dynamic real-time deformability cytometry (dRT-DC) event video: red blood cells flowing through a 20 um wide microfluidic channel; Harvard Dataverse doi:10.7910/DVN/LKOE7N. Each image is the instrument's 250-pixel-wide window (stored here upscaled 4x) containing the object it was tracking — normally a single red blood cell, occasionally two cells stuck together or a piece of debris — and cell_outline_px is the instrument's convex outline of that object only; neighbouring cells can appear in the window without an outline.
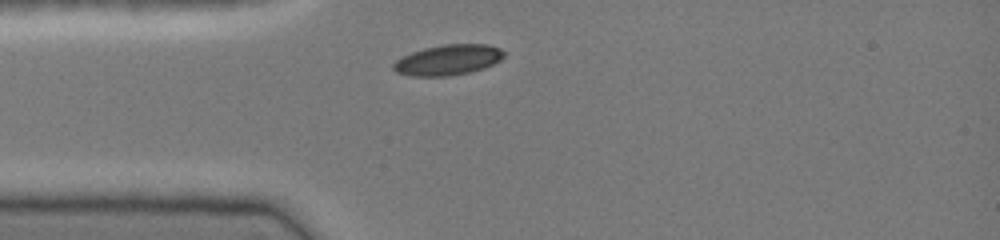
{"species": "common noctule bat (a hibernating species)", "species_latin": "Nyctalus noctula", "temperature_condition": "cold", "stored_images_in_passage": 28, "camera_frame_rate_fps": 3000, "um_per_image_px": 0.085, "animal": {"sex": "female", "body_mass_g": 19.0, "forearm_length_mm": 51.5}, "frame": {"image": 1, "passage_image": 1, "time_ms": 0.0, "image_size_px": [1000, 240], "cell_outline_px": [[504, 56], [500, 60], [484, 68], [468, 72], [448, 76], [412, 76], [396, 72], [392, 68], [392, 64], [396, 60], [412, 52], [424, 48], [444, 44], [488, 44], [500, 48], [504, 52]], "centroid_in_image_um": [38.08, 5.09], "position_along_channel_um": 46.9, "area_um2": 19.54}}
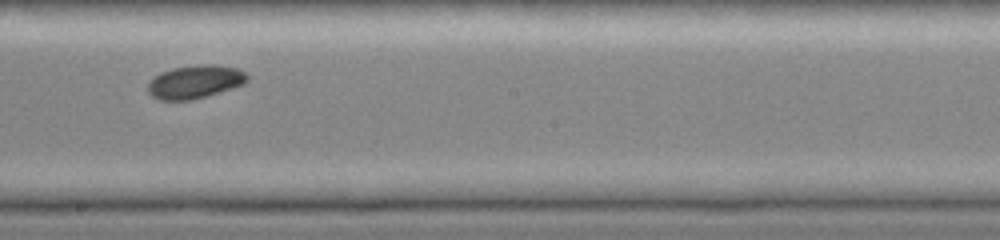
{"frame": {"image": 2, "passage_image": 15, "time_ms": 4.667, "image_size_px": [1000, 240], "cell_outline_px": [[248, 80], [244, 84], [232, 88], [192, 100], [156, 100], [148, 92], [148, 80], [160, 72], [172, 68], [196, 64], [216, 64], [236, 68], [244, 72], [248, 76]], "centroid_in_image_um": [16.54, 6.94], "position_along_channel_um": 231.7, "area_um2": 19.48}}
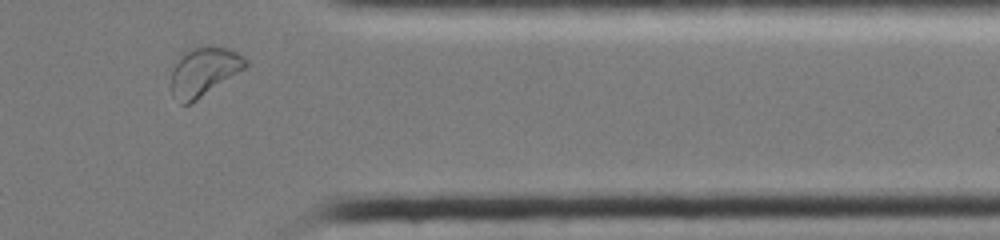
{"frame": {"image": 3, "passage_image": 27, "time_ms": 8.667, "image_size_px": [1000, 240], "cell_outline_px": [[248, 64], [244, 68], [192, 104], [180, 104], [172, 96], [172, 72], [176, 64], [184, 52], [192, 48], [208, 44], [232, 48], [244, 56], [248, 60]], "centroid_in_image_um": [17.36, 6.07], "position_along_channel_um": 394.0, "area_um2": 21.33}}